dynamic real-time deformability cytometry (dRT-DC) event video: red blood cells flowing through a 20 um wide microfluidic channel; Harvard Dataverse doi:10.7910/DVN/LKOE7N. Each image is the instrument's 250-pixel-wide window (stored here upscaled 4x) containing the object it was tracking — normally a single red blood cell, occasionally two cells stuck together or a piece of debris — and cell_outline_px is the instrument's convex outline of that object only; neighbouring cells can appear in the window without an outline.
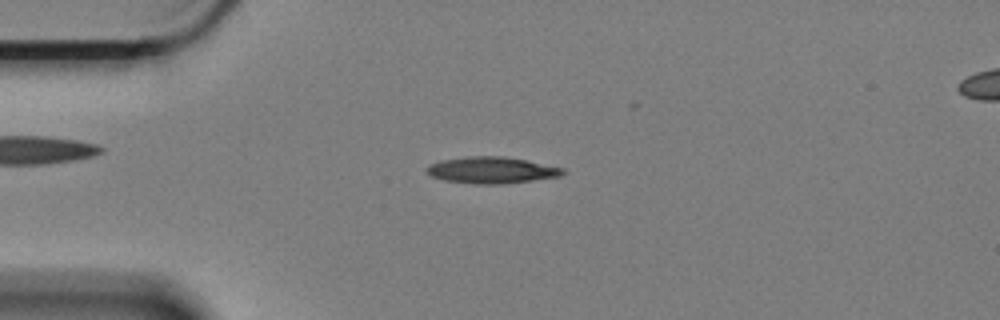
{"species": "Egyptian fruit bat (a non-hibernating species)", "species_latin": "Rousettus aegyptiacus", "temperature_condition": "cold", "stored_images_in_passage": 49, "camera_frame_rate_fps": 3000, "um_per_image_px": 0.085, "animal": {"sex": "female"}, "frame": {"image": 1, "passage_image": 13, "time_ms": 4.0, "image_size_px": [1000, 320], "cell_outline_px": [[568, 172], [560, 176], [532, 180], [500, 184], [476, 184], [444, 180], [432, 176], [428, 172], [428, 164], [440, 160], [468, 156], [504, 156], [528, 160], [564, 168]], "centroid_in_image_um": [41.82, 14.45], "position_along_channel_um": 43.2, "area_um2": 21.04}}
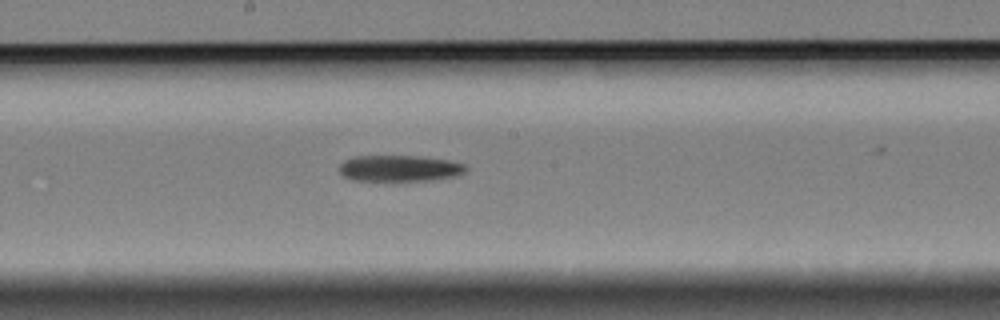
{"frame": {"image": 2, "passage_image": 30, "time_ms": 9.667, "image_size_px": [1000, 320], "cell_outline_px": [[468, 168], [464, 172], [456, 176], [428, 180], [356, 180], [344, 176], [340, 172], [340, 164], [344, 160], [356, 156], [420, 156], [448, 160], [464, 164]], "centroid_in_image_um": [33.97, 14.29], "position_along_channel_um": 214.2, "area_um2": 19.07}}
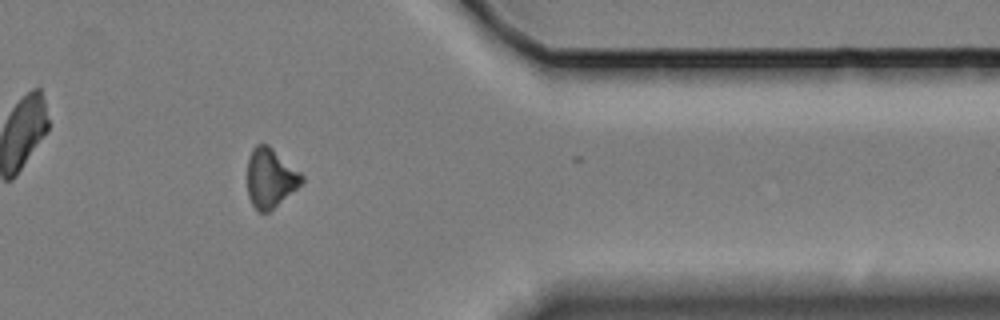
{"frame": {"image": 3, "passage_image": 47, "time_ms": 15.333, "image_size_px": [1000, 320], "cell_outline_px": [[304, 180], [296, 188], [268, 212], [256, 212], [248, 196], [248, 156], [252, 148], [256, 144], [268, 144], [300, 172], [304, 176]], "centroid_in_image_um": [22.95, 15.11], "position_along_channel_um": 388.4, "area_um2": 18.61}, "authors_computed_cell_mechanics": {"area_um2": 19.652, "velocity_mm_per_s": 3.3678, "shape_relaxation_time_tau1_ms": 8.3476, "shape_relaxation_time_tau2_ms": null, "deformation_change_tau1": 0.1461, "deformation_change_tau2": null}}